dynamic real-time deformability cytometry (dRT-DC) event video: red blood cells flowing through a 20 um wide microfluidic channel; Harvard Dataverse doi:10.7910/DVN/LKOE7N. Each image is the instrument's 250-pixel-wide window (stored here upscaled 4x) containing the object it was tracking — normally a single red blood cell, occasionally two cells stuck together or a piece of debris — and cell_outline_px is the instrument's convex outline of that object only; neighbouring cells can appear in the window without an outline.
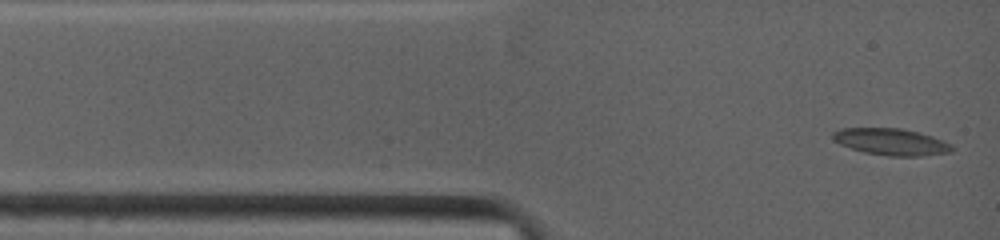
{"species": "common noctule bat (a hibernating species)", "species_latin": "Nyctalus noctula", "temperature_condition": "warm", "stored_images_in_passage": 17, "camera_frame_rate_fps": 4500, "um_per_image_px": 0.085, "animal": {"sex": "female", "body_mass_g": 19.0, "forearm_length_mm": 53.3}, "frame": {"image": 1, "passage_image": 1, "time_ms": 0.0, "image_size_px": [1000, 240], "cell_outline_px": [[956, 148], [952, 152], [920, 156], [888, 156], [864, 152], [840, 144], [832, 140], [832, 132], [840, 128], [900, 128], [932, 136], [944, 140], [952, 144]], "centroid_in_image_um": [75.77, 12.06], "position_along_channel_um": 9.2, "area_um2": 18.67}}
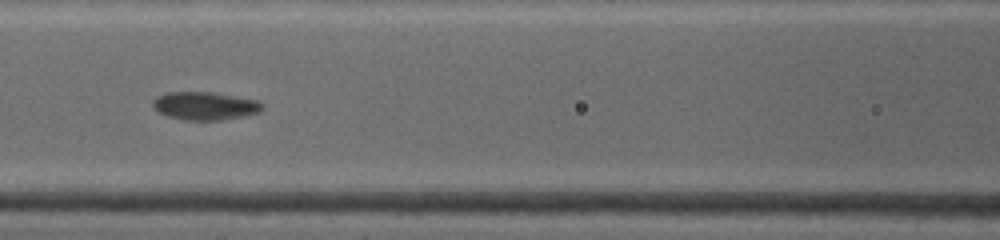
{"frame": {"image": 2, "passage_image": 11, "time_ms": 4.667, "image_size_px": [1000, 240], "cell_outline_px": [[264, 108], [260, 112], [244, 116], [220, 120], [184, 120], [168, 116], [160, 112], [152, 104], [152, 100], [156, 96], [168, 92], [212, 92], [256, 100], [264, 104]], "centroid_in_image_um": [17.43, 9.0], "position_along_channel_um": 149.2, "area_um2": 17.86}}
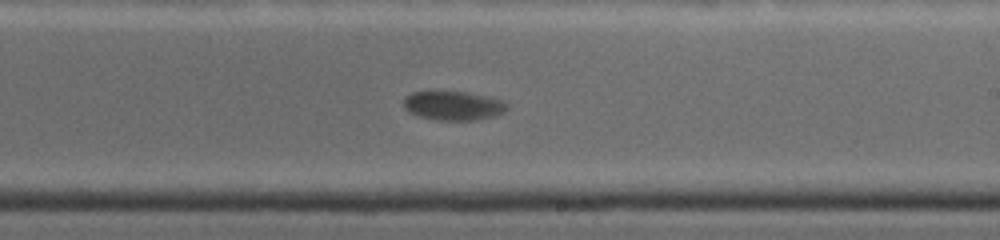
{"frame": {"image": 3, "passage_image": 17, "time_ms": 7.333, "image_size_px": [1000, 240], "cell_outline_px": [[508, 104], [504, 112], [492, 116], [476, 120], [436, 120], [420, 116], [408, 112], [404, 108], [404, 96], [412, 92], [464, 92], [504, 100]], "centroid_in_image_um": [38.51, 8.98], "position_along_channel_um": 250.5, "area_um2": 17.34}}